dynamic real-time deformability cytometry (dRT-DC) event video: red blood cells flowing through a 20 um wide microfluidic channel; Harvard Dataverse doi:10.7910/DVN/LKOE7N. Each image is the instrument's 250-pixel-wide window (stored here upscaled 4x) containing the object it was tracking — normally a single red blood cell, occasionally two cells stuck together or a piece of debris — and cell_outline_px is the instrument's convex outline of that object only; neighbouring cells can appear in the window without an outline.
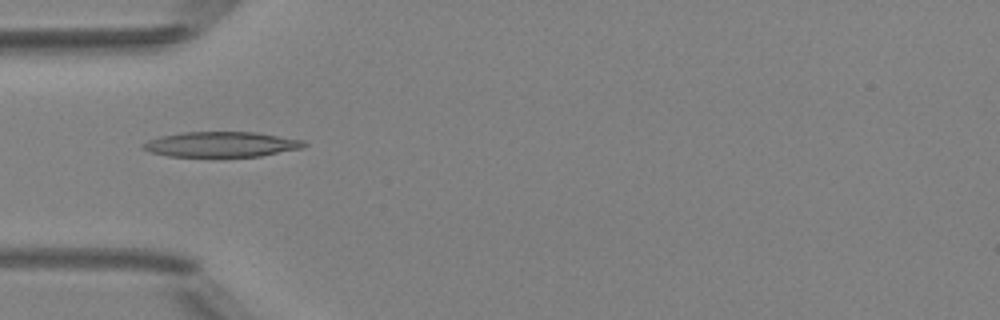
{"species": "Egyptian fruit bat (a non-hibernating species)", "species_latin": "Rousettus aegyptiacus", "temperature_condition": "room temperature", "stored_images_in_passage": 5, "camera_frame_rate_fps": 3000, "um_per_image_px": 0.085, "animal": {"sex": "female"}, "frame": {"image": 1, "passage_image": 5, "time_ms": 4.667, "image_size_px": [1000, 320], "cell_outline_px": [[308, 144], [304, 148], [260, 156], [168, 156], [148, 152], [140, 148], [140, 144], [148, 140], [160, 136], [180, 132], [256, 132], [304, 140]], "centroid_in_image_um": [18.78, 12.26], "position_along_channel_um": 66.2, "area_um2": 23.87}}